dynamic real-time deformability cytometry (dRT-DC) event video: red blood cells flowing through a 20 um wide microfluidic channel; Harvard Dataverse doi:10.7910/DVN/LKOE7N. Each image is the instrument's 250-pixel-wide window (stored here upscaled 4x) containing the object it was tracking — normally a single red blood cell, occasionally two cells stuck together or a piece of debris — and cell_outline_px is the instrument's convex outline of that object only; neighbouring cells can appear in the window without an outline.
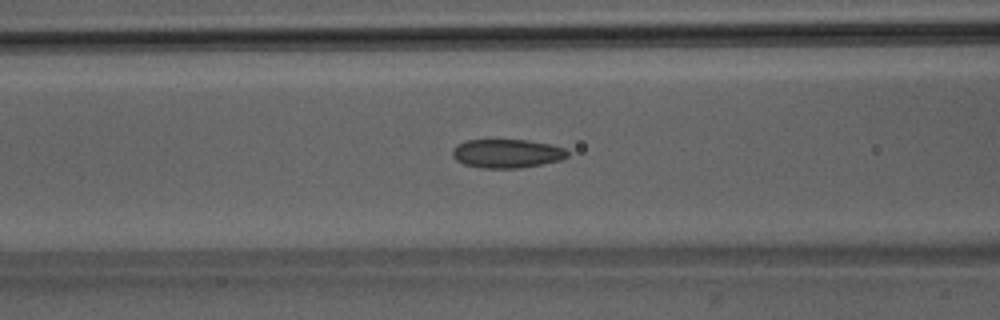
{"species": "Egyptian fruit bat (a non-hibernating species)", "species_latin": "Rousettus aegyptiacus", "temperature_condition": "room temperature", "stored_images_in_passage": 44, "camera_frame_rate_fps": 3000, "um_per_image_px": 0.085, "animal": {"sex": "male"}, "frame": {"image": 1, "passage_image": 14, "time_ms": 4.333, "image_size_px": [1000, 320], "cell_outline_px": [[568, 156], [560, 160], [520, 168], [480, 168], [464, 164], [456, 160], [452, 156], [452, 148], [456, 144], [468, 140], [528, 140], [548, 144], [564, 148], [568, 152]], "centroid_in_image_um": [43.04, 13.05], "position_along_channel_um": 123.6, "area_um2": 19.25}}
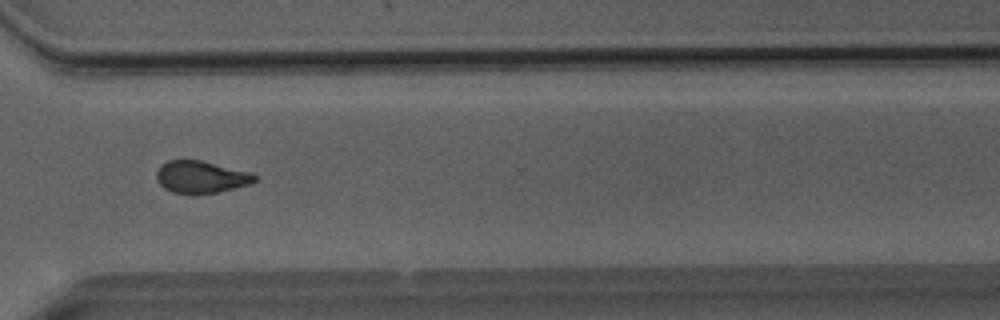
{"frame": {"image": 2, "passage_image": 31, "time_ms": 10.0, "image_size_px": [1000, 320], "cell_outline_px": [[256, 180], [252, 184], [216, 192], [192, 196], [172, 192], [164, 188], [156, 180], [156, 172], [160, 164], [168, 160], [200, 160], [248, 172], [256, 176]], "centroid_in_image_um": [17.02, 15.07], "position_along_channel_um": 353.6, "area_um2": 18.61}}
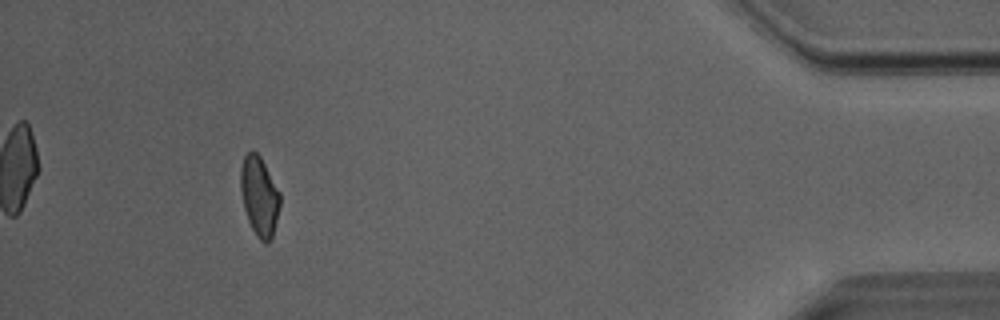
{"frame": {"image": 3, "passage_image": 40, "time_ms": 13.0, "image_size_px": [1000, 320], "cell_outline_px": [[280, 204], [272, 236], [268, 244], [264, 244], [256, 236], [248, 220], [244, 208], [240, 192], [240, 168], [244, 156], [252, 148], [260, 156], [280, 192]], "centroid_in_image_um": [22.02, 16.66], "position_along_channel_um": 413.2, "area_um2": 18.32}, "authors_computed_cell_mechanics": {"area_um2": 18.9873, "velocity_mm_per_s": 4.0688, "shape_relaxation_time_tau1_ms": 6.8056, "shape_relaxation_time_tau2_ms": 1.6473, "deformation_change_tau1": 0.1388, "deformation_change_tau2": 0.0669}}